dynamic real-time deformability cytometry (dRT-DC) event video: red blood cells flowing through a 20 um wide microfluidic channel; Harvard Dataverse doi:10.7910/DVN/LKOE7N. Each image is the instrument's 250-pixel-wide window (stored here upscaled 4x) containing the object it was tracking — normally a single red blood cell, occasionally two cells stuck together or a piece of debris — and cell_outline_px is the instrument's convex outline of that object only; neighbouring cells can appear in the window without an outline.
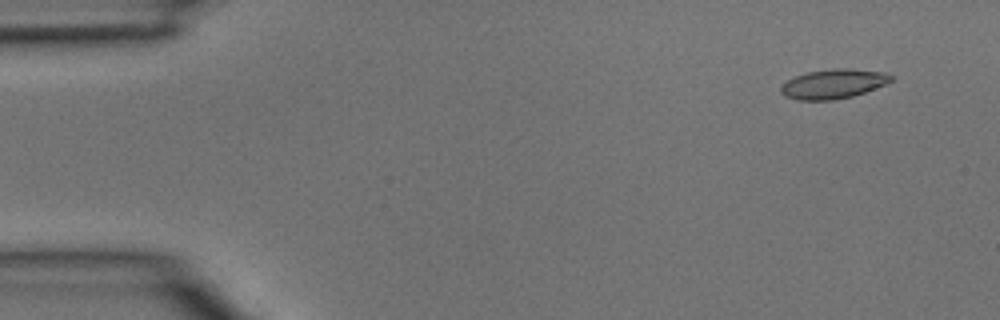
{"species": "common noctule bat (a hibernating species)", "species_latin": "Nyctalus noctula", "temperature_condition": "room temperature", "stored_images_in_passage": 4, "segment_of_instrument_passage": [1, 2], "camera_frame_rate_fps": 3000, "um_per_image_px": 0.085, "animal": {"sex": "male", "body_mass_g": 15.6}, "frame": {"image": 1, "passage_image": 1, "time_ms": 0.0, "image_size_px": [1000, 320], "cell_outline_px": [[892, 80], [884, 84], [864, 92], [852, 96], [832, 100], [796, 100], [784, 96], [780, 92], [780, 88], [788, 80], [796, 76], [808, 72], [832, 68], [848, 68], [888, 72], [892, 76]], "centroid_in_image_um": [70.83, 7.12], "position_along_channel_um": 14.2, "area_um2": 18.84}}